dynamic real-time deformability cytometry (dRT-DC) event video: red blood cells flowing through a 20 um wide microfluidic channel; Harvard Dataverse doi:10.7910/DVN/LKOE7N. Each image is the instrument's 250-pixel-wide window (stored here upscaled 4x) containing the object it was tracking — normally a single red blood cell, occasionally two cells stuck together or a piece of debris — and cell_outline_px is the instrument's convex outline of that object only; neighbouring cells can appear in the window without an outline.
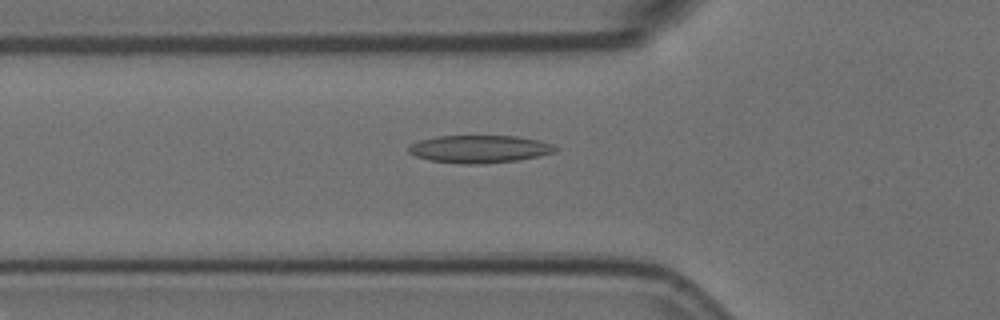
{"species": "Egyptian fruit bat (a non-hibernating species)", "species_latin": "Rousettus aegyptiacus", "temperature_condition": "room temperature", "stored_images_in_passage": 37, "camera_frame_rate_fps": 3000, "um_per_image_px": 0.085, "animal": {"sex": "female"}, "frame": {"image": 1, "passage_image": 5, "time_ms": 1.333, "image_size_px": [1000, 320], "cell_outline_px": [[560, 148], [556, 152], [516, 160], [484, 164], [464, 164], [428, 160], [416, 156], [408, 152], [408, 148], [412, 144], [420, 140], [436, 136], [516, 136], [536, 140], [552, 144]], "centroid_in_image_um": [40.75, 12.67], "position_along_channel_um": 85.1, "area_um2": 23.52}}
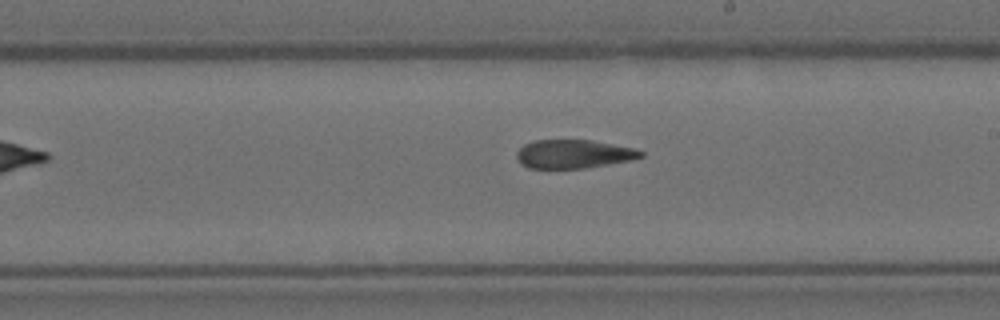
{"frame": {"image": 2, "passage_image": 18, "time_ms": 5.667, "image_size_px": [1000, 320], "cell_outline_px": [[644, 156], [632, 160], [584, 168], [528, 168], [520, 164], [516, 156], [516, 152], [524, 144], [536, 140], [592, 140], [636, 148], [644, 152]], "centroid_in_image_um": [48.77, 13.09], "position_along_channel_um": 240.2, "area_um2": 20.81}}
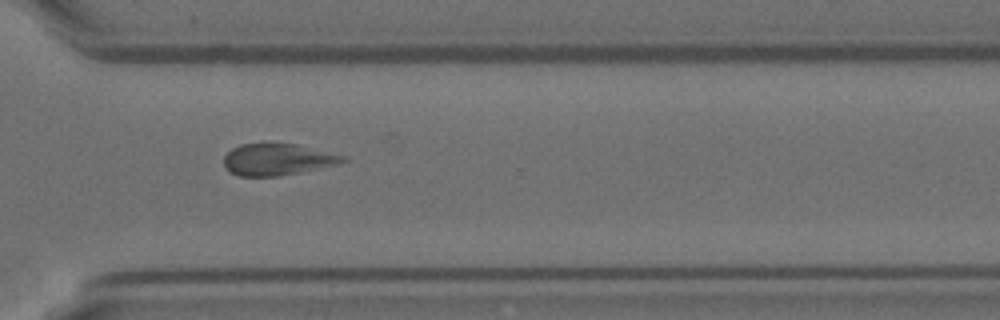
{"frame": {"image": 3, "passage_image": 27, "time_ms": 8.667, "image_size_px": [1000, 320], "cell_outline_px": [[348, 160], [336, 164], [280, 176], [240, 176], [228, 172], [224, 168], [224, 156], [232, 148], [240, 144], [296, 144], [348, 156]], "centroid_in_image_um": [23.56, 13.56], "position_along_channel_um": 347.0, "area_um2": 21.85}, "authors_computed_cell_mechanics": {"area_um2": 21.964, "velocity_mm_per_s": 3.578, "shape_relaxation_time_tau1_ms": null, "shape_relaxation_time_tau2_ms": 4.2703, "deformation_change_tau1": null, "deformation_change_tau2": 0.1272}}